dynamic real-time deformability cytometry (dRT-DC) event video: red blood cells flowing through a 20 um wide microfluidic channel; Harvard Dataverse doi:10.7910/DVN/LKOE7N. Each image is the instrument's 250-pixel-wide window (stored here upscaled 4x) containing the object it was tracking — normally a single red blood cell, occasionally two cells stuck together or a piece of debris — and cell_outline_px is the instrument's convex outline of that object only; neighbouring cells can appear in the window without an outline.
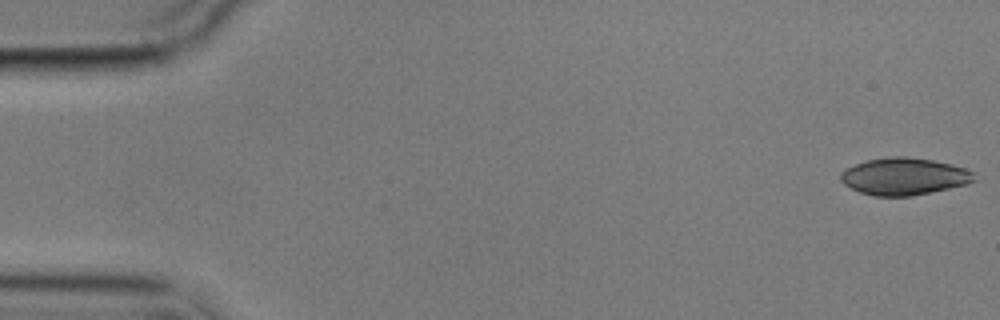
{"species": "common noctule bat (a hibernating species)", "species_latin": "Nyctalus noctula", "temperature_condition": "cold", "stored_images_in_passage": 6, "camera_frame_rate_fps": 3000, "um_per_image_px": 0.085, "animal": {"sex": "male", "body_mass_g": 17.9}, "frame": {"image": 1, "passage_image": 1, "time_ms": 0.0, "image_size_px": [1000, 320], "cell_outline_px": [[976, 180], [968, 184], [912, 196], [876, 196], [860, 192], [844, 184], [840, 180], [840, 172], [844, 168], [864, 160], [892, 156], [904, 156], [932, 160], [952, 164], [964, 168], [972, 172]], "centroid_in_image_um": [76.82, 14.99], "position_along_channel_um": 8.2, "area_um2": 29.02}}